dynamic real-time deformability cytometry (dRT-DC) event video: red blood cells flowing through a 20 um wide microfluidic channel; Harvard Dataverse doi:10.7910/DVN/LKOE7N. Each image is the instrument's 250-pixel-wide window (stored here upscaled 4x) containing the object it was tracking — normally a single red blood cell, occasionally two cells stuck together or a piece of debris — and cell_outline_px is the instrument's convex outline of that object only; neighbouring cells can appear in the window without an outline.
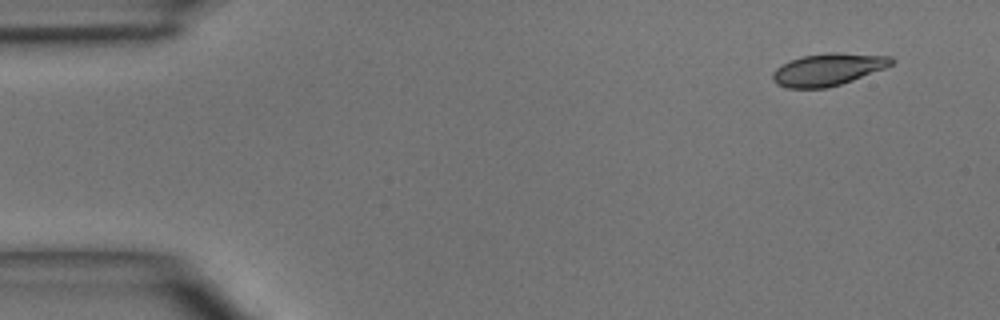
{"species": "common noctule bat (a hibernating species)", "species_latin": "Nyctalus noctula", "temperature_condition": "room temperature", "stored_images_in_passage": 4, "camera_frame_rate_fps": 3000, "um_per_image_px": 0.085, "animal": {"sex": "male", "body_mass_g": 15.6}, "frame": {"image": 1, "passage_image": 1, "time_ms": 0.0, "image_size_px": [1000, 320], "cell_outline_px": [[896, 60], [892, 64], [884, 68], [852, 80], [840, 84], [824, 88], [784, 88], [776, 84], [772, 80], [772, 72], [776, 68], [792, 60], [804, 56], [828, 52], [836, 52], [892, 56]], "centroid_in_image_um": [70.37, 5.9], "position_along_channel_um": 14.6, "area_um2": 22.2}}
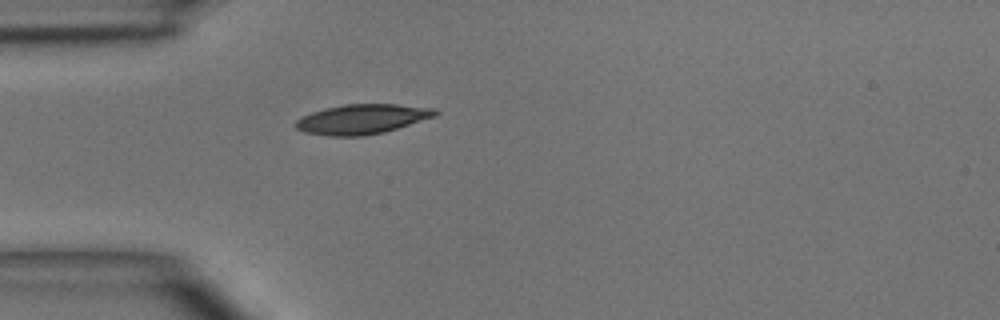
{"frame": {"image": 2, "passage_image": 4, "time_ms": 3.333, "image_size_px": [1000, 320], "cell_outline_px": [[440, 112], [436, 116], [384, 132], [364, 136], [328, 136], [304, 132], [296, 128], [296, 120], [300, 116], [324, 108], [344, 104], [396, 104], [436, 108]], "centroid_in_image_um": [30.78, 10.12], "position_along_channel_um": 54.2, "area_um2": 24.33}}